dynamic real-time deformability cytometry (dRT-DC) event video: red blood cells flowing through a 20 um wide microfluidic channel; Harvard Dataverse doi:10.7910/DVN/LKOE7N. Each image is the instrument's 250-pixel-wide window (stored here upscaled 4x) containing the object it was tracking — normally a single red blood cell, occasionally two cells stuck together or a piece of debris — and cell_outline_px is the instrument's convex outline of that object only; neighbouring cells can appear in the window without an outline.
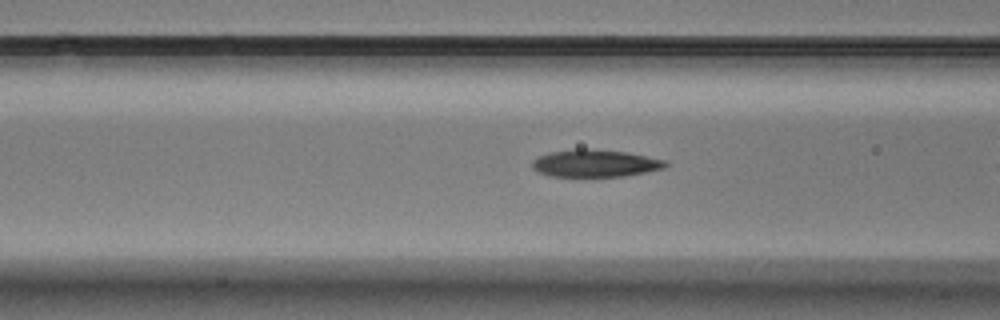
{"species": "Egyptian fruit bat (a non-hibernating species)", "species_latin": "Rousettus aegyptiacus", "temperature_condition": "warm", "stored_images_in_passage": 32, "camera_frame_rate_fps": 3000, "um_per_image_px": 0.085, "animal": {"sex": "male"}, "frame": {"image": 1, "passage_image": 8, "time_ms": 2.333, "image_size_px": [1000, 320], "cell_outline_px": [[668, 164], [664, 168], [624, 176], [548, 176], [536, 172], [532, 168], [532, 160], [548, 152], [576, 148], [584, 148], [624, 152], [668, 160]], "centroid_in_image_um": [50.54, 13.87], "position_along_channel_um": 116.1, "area_um2": 21.27}}
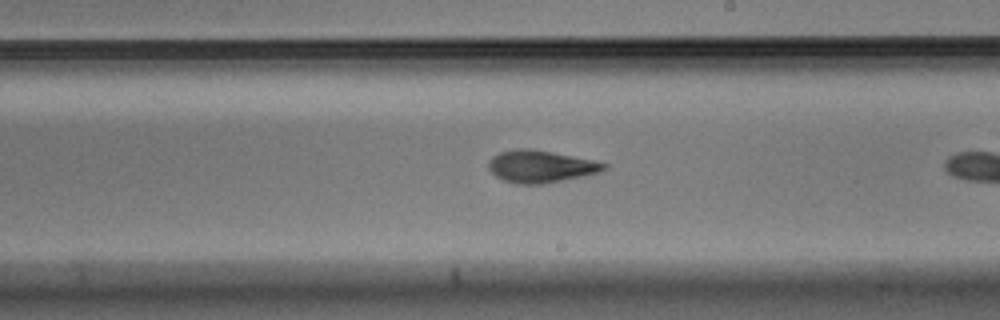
{"frame": {"image": 2, "passage_image": 19, "time_ms": 6.0, "image_size_px": [1000, 320], "cell_outline_px": [[608, 168], [600, 172], [584, 176], [540, 184], [516, 184], [504, 180], [496, 176], [488, 168], [488, 164], [492, 156], [500, 152], [516, 148], [528, 148], [552, 152], [592, 160], [608, 164]], "centroid_in_image_um": [45.95, 14.14], "position_along_channel_um": 243.0, "area_um2": 21.56}}
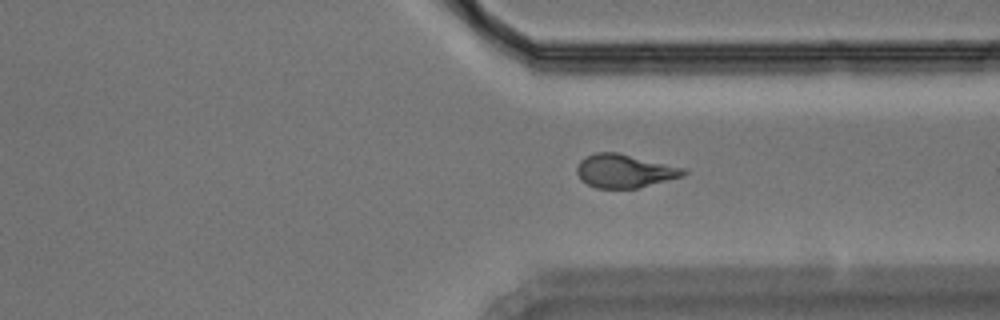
{"frame": {"image": 3, "passage_image": 29, "time_ms": 9.333, "image_size_px": [1000, 320], "cell_outline_px": [[688, 172], [684, 176], [636, 188], [596, 188], [580, 180], [576, 172], [576, 168], [580, 160], [596, 152], [616, 152], [688, 168]], "centroid_in_image_um": [53.11, 14.53], "position_along_channel_um": 358.3, "area_um2": 20.87}}